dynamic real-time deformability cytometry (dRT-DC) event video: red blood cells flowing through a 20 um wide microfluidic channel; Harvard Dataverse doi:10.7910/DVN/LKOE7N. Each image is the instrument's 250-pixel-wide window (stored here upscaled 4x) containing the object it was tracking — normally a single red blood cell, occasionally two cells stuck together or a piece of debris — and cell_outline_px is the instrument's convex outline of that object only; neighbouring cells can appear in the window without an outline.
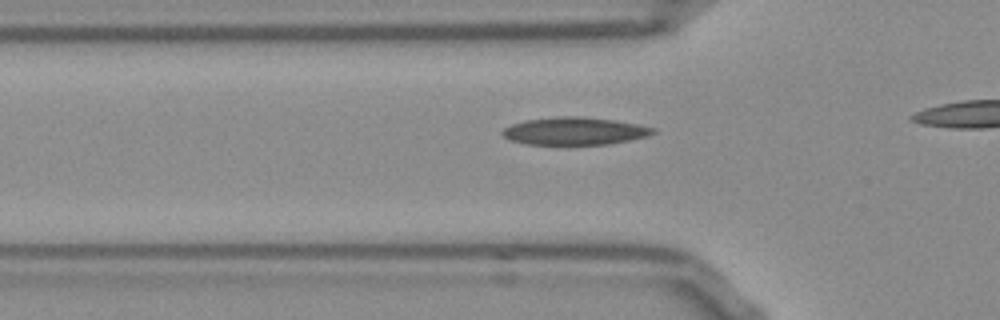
{"species": "Egyptian fruit bat (a non-hibernating species)", "species_latin": "Rousettus aegyptiacus", "temperature_condition": "room temperature", "stored_images_in_passage": 13, "camera_frame_rate_fps": 3000, "um_per_image_px": 0.085, "frame": {"image": 1, "passage_image": 4, "time_ms": 1.0, "image_size_px": [1000, 320], "cell_outline_px": [[656, 132], [648, 136], [608, 144], [524, 144], [508, 140], [500, 132], [504, 128], [512, 124], [524, 120], [556, 116], [580, 116], [616, 120], [656, 128]], "centroid_in_image_um": [48.81, 11.13], "position_along_channel_um": 77.0, "area_um2": 24.33}}
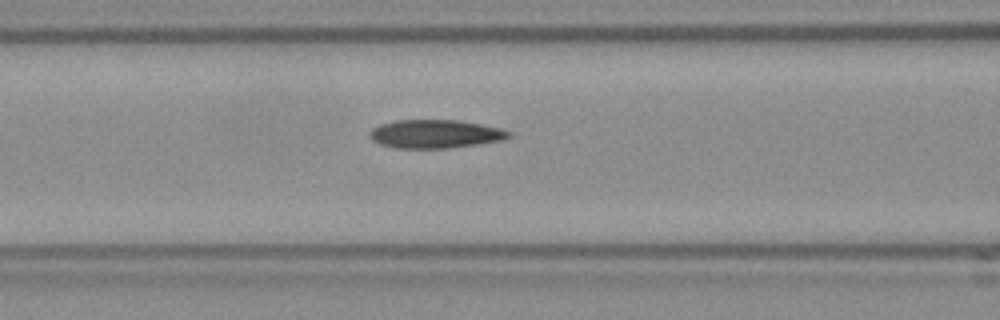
{"frame": {"image": 2, "passage_image": 8, "time_ms": 2.333, "image_size_px": [1000, 320], "cell_outline_px": [[512, 136], [504, 140], [476, 144], [444, 148], [396, 148], [380, 144], [372, 140], [368, 136], [368, 132], [372, 128], [380, 124], [396, 120], [456, 120], [480, 124], [500, 128], [512, 132]], "centroid_in_image_um": [36.97, 11.38], "position_along_channel_um": 129.6, "area_um2": 23.06}}